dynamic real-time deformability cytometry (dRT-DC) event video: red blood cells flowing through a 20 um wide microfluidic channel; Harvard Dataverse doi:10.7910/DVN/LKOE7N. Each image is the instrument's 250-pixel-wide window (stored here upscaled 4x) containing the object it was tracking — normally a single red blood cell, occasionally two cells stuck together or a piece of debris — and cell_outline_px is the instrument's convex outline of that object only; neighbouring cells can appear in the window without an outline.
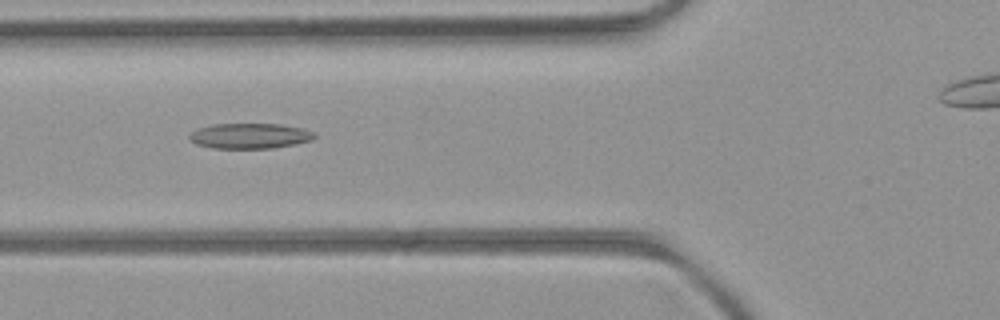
{"species": "common noctule bat (a hibernating species)", "species_latin": "Nyctalus noctula", "temperature_condition": "room temperature", "stored_images_in_passage": 43, "camera_frame_rate_fps": 3000, "um_per_image_px": 0.085, "animal": {"sex": "female", "body_mass_g": 21.9}, "frame": {"image": 1, "passage_image": 17, "time_ms": 5.333, "image_size_px": [1000, 320], "cell_outline_px": [[316, 136], [312, 140], [296, 144], [272, 148], [212, 148], [196, 144], [188, 136], [196, 128], [212, 124], [280, 124], [304, 128], [312, 132]], "centroid_in_image_um": [21.23, 11.55], "position_along_channel_um": 104.6, "area_um2": 18.5}}
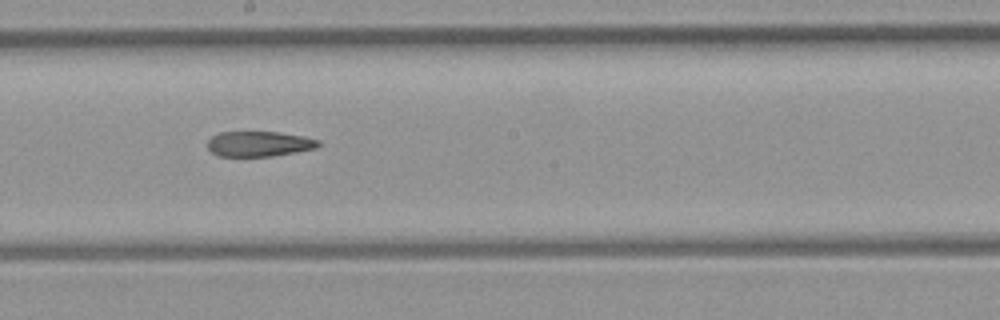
{"frame": {"image": 2, "passage_image": 26, "time_ms": 8.333, "image_size_px": [1000, 320], "cell_outline_px": [[320, 144], [316, 148], [296, 152], [272, 156], [220, 156], [212, 152], [208, 148], [208, 140], [212, 136], [220, 132], [276, 132], [304, 136], [320, 140]], "centroid_in_image_um": [22.03, 12.22], "position_along_channel_um": 226.2, "area_um2": 16.24}}
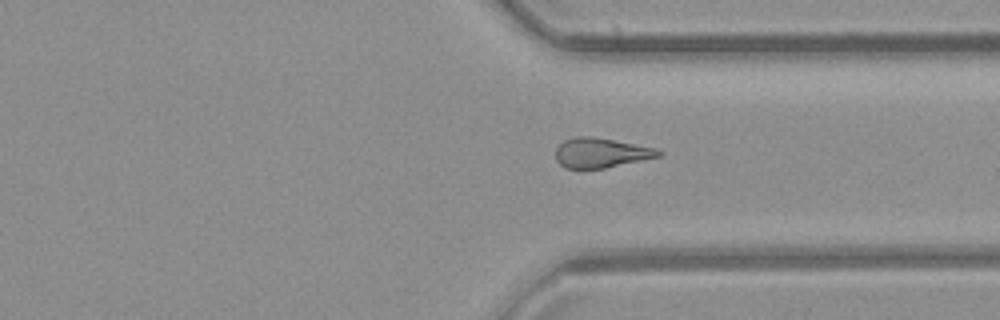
{"frame": {"image": 3, "passage_image": 36, "time_ms": 11.667, "image_size_px": [1000, 320], "cell_outline_px": [[664, 152], [660, 156], [604, 168], [564, 168], [556, 160], [556, 148], [564, 140], [576, 136], [592, 136], [656, 148]], "centroid_in_image_um": [51.06, 12.98], "position_along_channel_um": 360.3, "area_um2": 17.69}}